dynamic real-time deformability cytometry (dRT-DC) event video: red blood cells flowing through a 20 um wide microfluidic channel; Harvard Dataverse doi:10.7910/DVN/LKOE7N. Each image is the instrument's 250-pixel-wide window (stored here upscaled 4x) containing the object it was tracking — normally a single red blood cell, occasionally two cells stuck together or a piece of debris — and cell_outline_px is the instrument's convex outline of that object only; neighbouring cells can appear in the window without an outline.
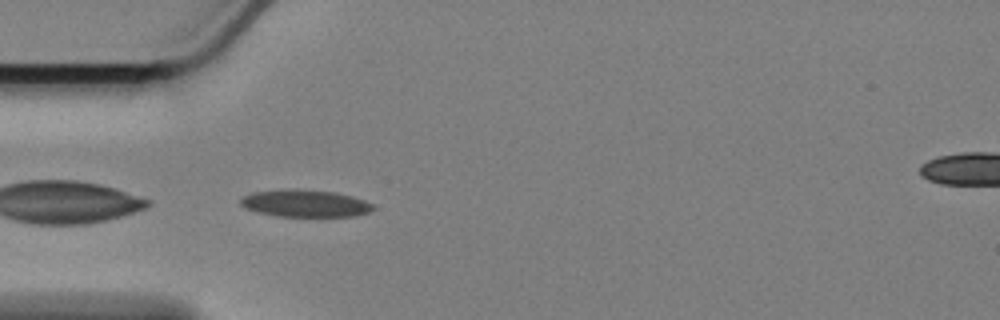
{"species": "Egyptian fruit bat (a non-hibernating species)", "species_latin": "Rousettus aegyptiacus", "temperature_condition": "cold", "stored_images_in_passage": 42, "camera_frame_rate_fps": 3000, "um_per_image_px": 0.085, "animal": {"sex": "female"}, "frame": {"image": 1, "passage_image": 1, "time_ms": 0.0, "image_size_px": [1000, 320], "cell_outline_px": [[376, 208], [368, 212], [356, 216], [276, 216], [244, 208], [240, 204], [240, 200], [244, 196], [252, 192], [332, 192], [352, 196], [364, 200], [372, 204]], "centroid_in_image_um": [25.99, 17.34], "position_along_channel_um": 59.0, "area_um2": 19.77}}
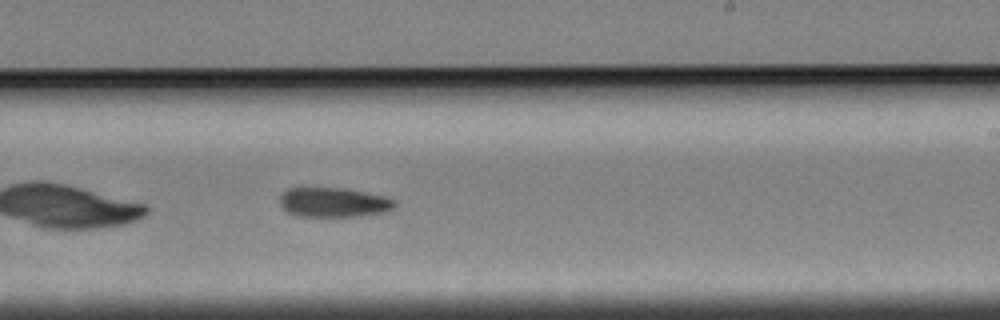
{"frame": {"image": 2, "passage_image": 19, "time_ms": 6.0, "image_size_px": [1000, 320], "cell_outline_px": [[396, 204], [388, 212], [360, 216], [296, 216], [288, 212], [280, 204], [280, 196], [288, 188], [340, 188], [364, 192], [384, 196], [396, 200]], "centroid_in_image_um": [28.38, 17.21], "position_along_channel_um": 260.6, "area_um2": 19.71}}
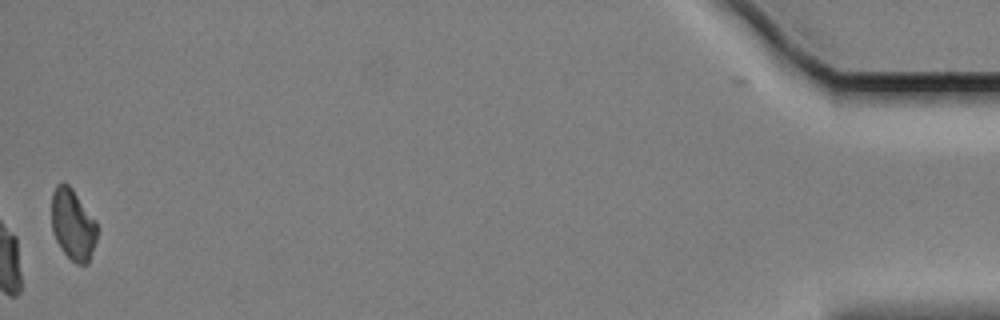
{"frame": {"image": 3, "passage_image": 42, "time_ms": 13.667, "image_size_px": [1000, 320], "cell_outline_px": [[96, 240], [88, 264], [76, 264], [64, 252], [56, 240], [52, 232], [52, 192], [56, 184], [68, 184], [72, 188], [96, 220]], "centroid_in_image_um": [6.19, 19.08], "position_along_channel_um": 429.0, "area_um2": 18.73}, "authors_computed_cell_mechanics": {"area_um2": 20.2878, "velocity_mm_per_s": 3.3989, "shape_relaxation_time_tau1_ms": 9.2289, "shape_relaxation_time_tau2_ms": null, "deformation_change_tau1": 0.112, "deformation_change_tau2": null}}